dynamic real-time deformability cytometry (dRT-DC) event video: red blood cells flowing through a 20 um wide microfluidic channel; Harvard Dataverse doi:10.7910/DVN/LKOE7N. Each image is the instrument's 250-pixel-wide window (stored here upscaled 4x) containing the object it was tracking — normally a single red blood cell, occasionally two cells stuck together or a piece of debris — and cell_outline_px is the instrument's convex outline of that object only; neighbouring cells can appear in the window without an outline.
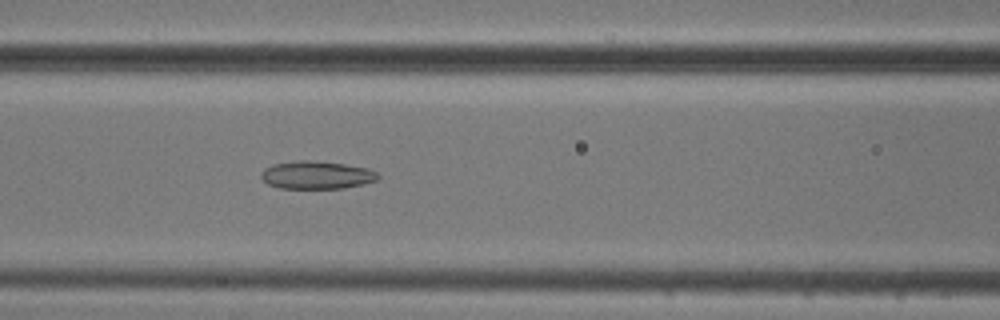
{"species": "common noctule bat (a hibernating species)", "species_latin": "Nyctalus noctula", "temperature_condition": "cold", "stored_images_in_passage": 54, "camera_frame_rate_fps": 3000, "um_per_image_px": 0.085, "animal": {"sex": "male", "body_mass_g": 20.5, "forearm_length_mm": 52.5}, "frame": {"image": 1, "passage_image": 23, "time_ms": 7.333, "image_size_px": [1000, 320], "cell_outline_px": [[380, 176], [376, 180], [344, 188], [280, 188], [268, 184], [260, 176], [260, 172], [264, 168], [272, 164], [300, 160], [308, 160], [344, 164], [368, 168], [376, 172]], "centroid_in_image_um": [26.87, 14.87], "position_along_channel_um": 139.7, "area_um2": 18.84}}
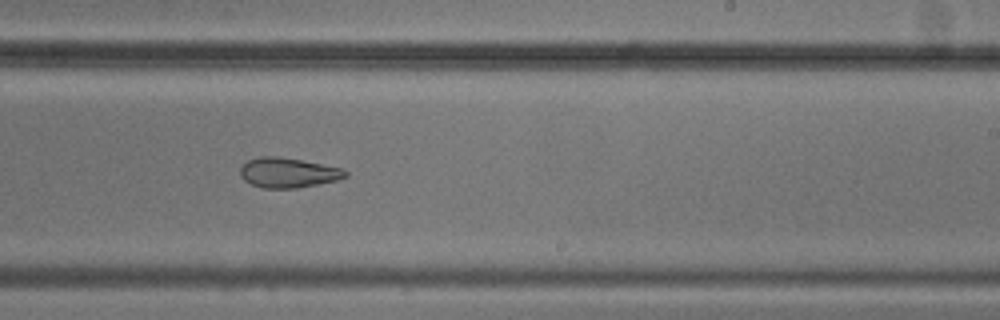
{"frame": {"image": 2, "passage_image": 33, "time_ms": 10.667, "image_size_px": [1000, 320], "cell_outline_px": [[348, 176], [336, 180], [296, 188], [264, 188], [252, 184], [244, 180], [240, 176], [240, 168], [248, 160], [260, 156], [276, 156], [300, 160], [344, 168], [348, 172]], "centroid_in_image_um": [24.49, 14.67], "position_along_channel_um": 264.5, "area_um2": 18.21}}
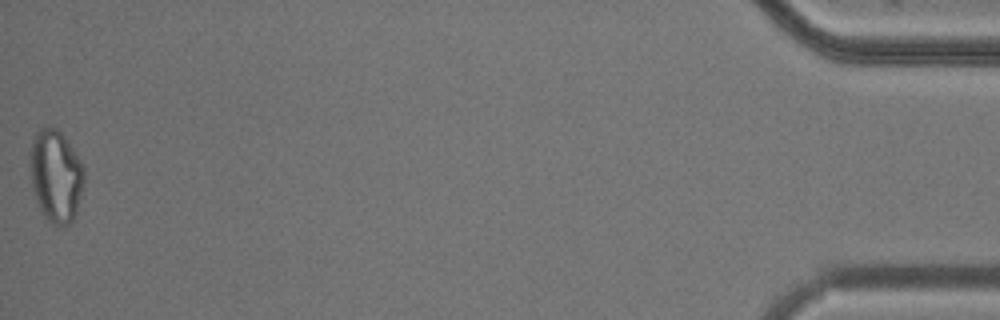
{"frame": {"image": 3, "passage_image": 54, "time_ms": 17.667, "image_size_px": [1000, 320], "cell_outline_px": [[84, 180], [76, 212], [72, 220], [68, 224], [60, 228], [48, 220], [44, 216], [36, 200], [32, 188], [28, 164], [28, 152], [32, 140], [36, 132], [40, 128], [48, 124], [52, 124], [64, 136], [84, 164]], "centroid_in_image_um": [4.71, 14.9], "position_along_channel_um": 430.5, "area_um2": 29.77}, "authors_computed_cell_mechanics": {"area_um2": 24.0159, "velocity_mm_per_s": 3.7444, "shape_relaxation_time_tau1_ms": null, "shape_relaxation_time_tau2_ms": 4.8231, "deformation_change_tau1": null, "deformation_change_tau2": 0.1166}}